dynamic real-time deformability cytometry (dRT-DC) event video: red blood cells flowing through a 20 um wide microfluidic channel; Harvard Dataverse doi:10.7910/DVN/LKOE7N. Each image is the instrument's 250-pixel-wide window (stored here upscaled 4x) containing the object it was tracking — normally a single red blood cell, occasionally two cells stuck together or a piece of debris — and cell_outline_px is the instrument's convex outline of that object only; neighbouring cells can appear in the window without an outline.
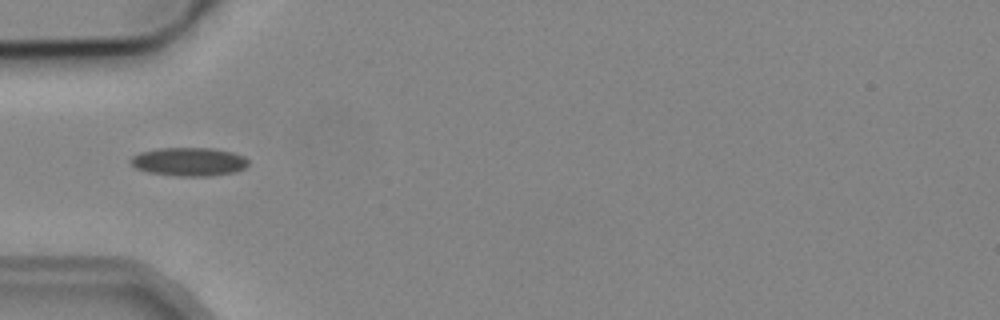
{"species": "common noctule bat (a hibernating species)", "species_latin": "Nyctalus noctula", "temperature_condition": "cold", "stored_images_in_passage": 4, "camera_frame_rate_fps": 3000, "um_per_image_px": 0.085, "animal": {"sex": "male", "body_mass_g": 19.2, "forearm_length_mm": 51.8}, "frame": {"image": 1, "passage_image": 1, "time_ms": 0.0, "image_size_px": [1000, 320], "cell_outline_px": [[248, 164], [244, 168], [232, 172], [208, 176], [180, 176], [148, 172], [136, 168], [128, 160], [132, 156], [140, 152], [160, 148], [212, 148], [232, 152], [244, 156], [248, 160]], "centroid_in_image_um": [16.04, 13.74], "position_along_channel_um": 69.0, "area_um2": 19.42}}
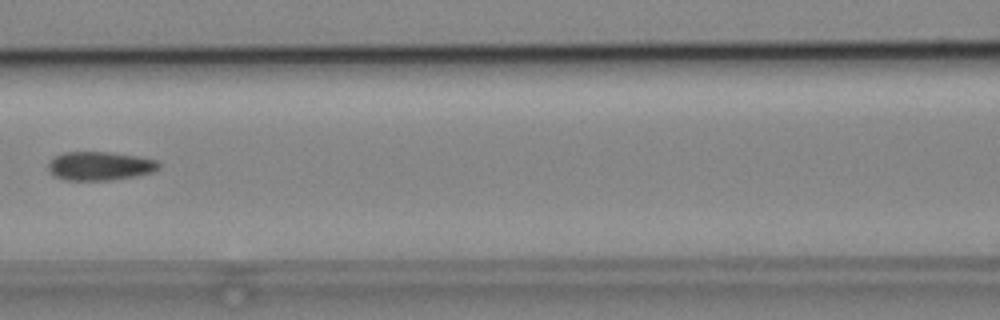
{"frame": {"image": 2, "passage_image": 3, "time_ms": 2.333, "image_size_px": [1000, 320], "cell_outline_px": [[160, 168], [152, 172], [132, 176], [108, 180], [68, 180], [56, 176], [48, 168], [48, 164], [56, 156], [64, 152], [108, 152], [136, 156], [156, 160], [160, 164]], "centroid_in_image_um": [8.5, 14.1], "position_along_channel_um": 158.1, "area_um2": 18.09}}
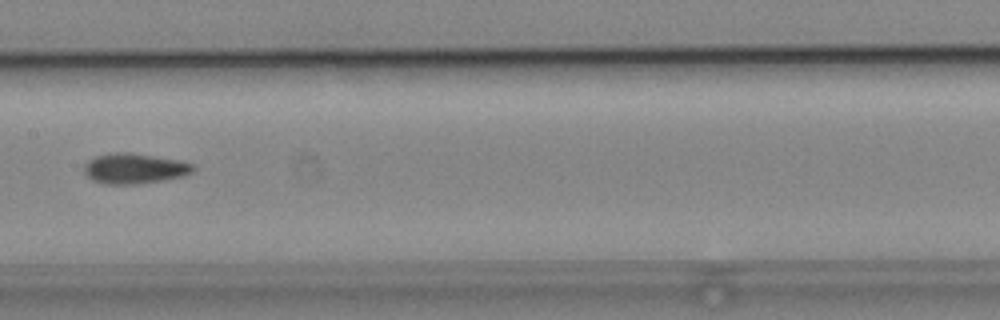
{"frame": {"image": 3, "passage_image": 4, "time_ms": 3.333, "image_size_px": [1000, 320], "cell_outline_px": [[196, 168], [192, 172], [184, 176], [160, 180], [128, 184], [108, 184], [92, 180], [84, 172], [84, 164], [88, 160], [96, 156], [108, 152], [128, 152], [180, 160], [192, 164]], "centroid_in_image_um": [11.41, 14.3], "position_along_channel_um": 196.0, "area_um2": 19.13}}